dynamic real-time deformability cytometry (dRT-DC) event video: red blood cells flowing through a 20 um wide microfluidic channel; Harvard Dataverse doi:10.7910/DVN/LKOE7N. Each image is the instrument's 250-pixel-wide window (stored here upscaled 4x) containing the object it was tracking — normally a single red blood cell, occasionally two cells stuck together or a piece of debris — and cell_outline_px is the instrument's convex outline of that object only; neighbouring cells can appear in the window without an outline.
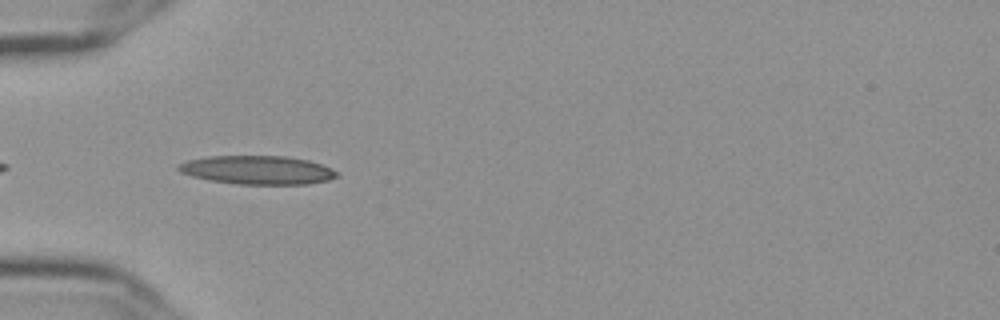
{"species": "Egyptian fruit bat (a non-hibernating species)", "species_latin": "Rousettus aegyptiacus", "temperature_condition": "cold", "stored_images_in_passage": 38, "camera_frame_rate_fps": 3000, "um_per_image_px": 0.085, "frame": {"image": 1, "passage_image": 2, "time_ms": 0.333, "image_size_px": [1000, 320], "cell_outline_px": [[340, 176], [328, 180], [308, 184], [236, 184], [208, 180], [192, 176], [180, 172], [176, 168], [180, 164], [188, 160], [212, 156], [284, 156], [308, 160], [332, 168], [340, 172]], "centroid_in_image_um": [21.92, 14.46], "position_along_channel_um": 63.1, "area_um2": 26.47}}
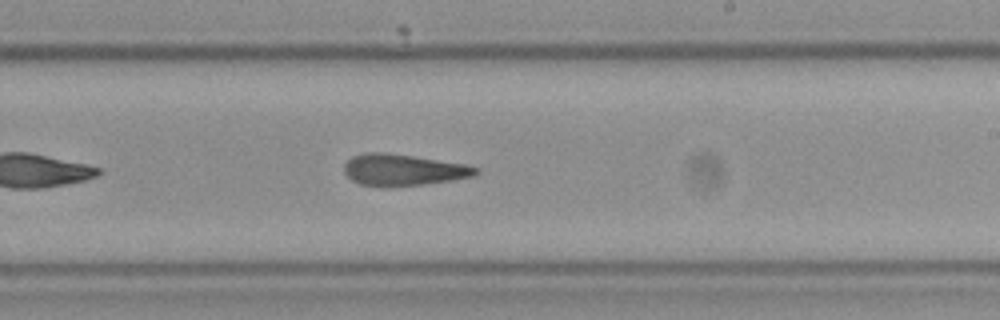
{"frame": {"image": 2, "passage_image": 18, "time_ms": 5.667, "image_size_px": [1000, 320], "cell_outline_px": [[480, 172], [472, 176], [452, 180], [424, 184], [388, 188], [384, 188], [360, 184], [352, 180], [344, 172], [344, 164], [352, 156], [368, 152], [384, 152], [412, 156], [464, 164], [480, 168]], "centroid_in_image_um": [34.24, 14.46], "position_along_channel_um": 254.8, "area_um2": 24.28}}
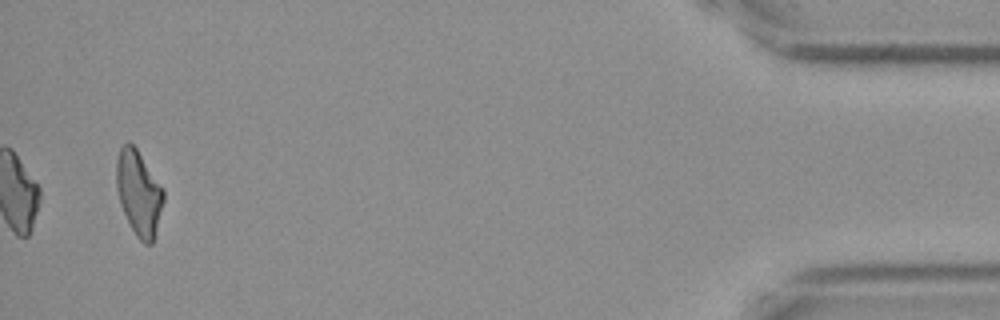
{"frame": {"image": 3, "passage_image": 38, "time_ms": 12.333, "image_size_px": [1000, 320], "cell_outline_px": [[164, 200], [152, 244], [144, 244], [136, 236], [120, 204], [116, 188], [116, 160], [120, 148], [128, 140], [136, 148], [164, 188]], "centroid_in_image_um": [11.79, 16.38], "position_along_channel_um": 423.4, "area_um2": 23.24}, "authors_computed_cell_mechanics": {"area_um2": 24.3049, "velocity_mm_per_s": 3.6524, "shape_relaxation_time_tau1_ms": null, "shape_relaxation_time_tau2_ms": 5.3255, "deformation_change_tau1": null, "deformation_change_tau2": 0.1762}}